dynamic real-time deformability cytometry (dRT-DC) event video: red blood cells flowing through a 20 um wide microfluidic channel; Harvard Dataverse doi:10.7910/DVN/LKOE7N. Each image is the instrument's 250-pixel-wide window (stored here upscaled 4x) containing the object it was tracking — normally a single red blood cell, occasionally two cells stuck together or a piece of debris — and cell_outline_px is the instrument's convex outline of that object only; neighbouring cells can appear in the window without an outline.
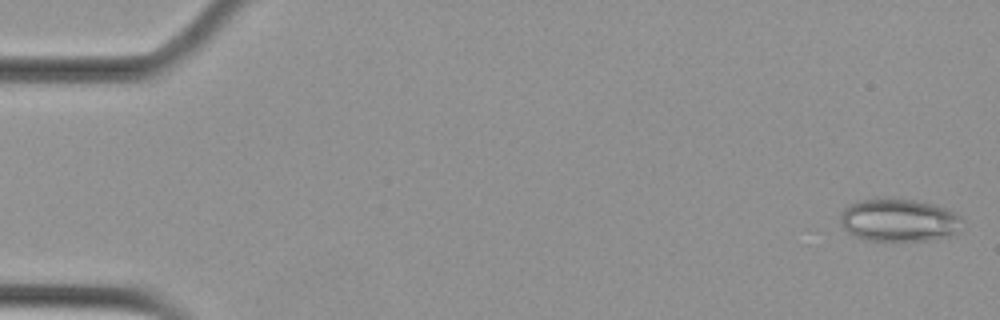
{"species": "Egyptian fruit bat (a non-hibernating species)", "species_latin": "Rousettus aegyptiacus", "temperature_condition": "cold", "stored_images_in_passage": 57, "camera_frame_rate_fps": 3000, "um_per_image_px": 0.085, "animal": {"sex": "female"}, "frame": {"image": 1, "passage_image": 2, "time_ms": 0.333, "image_size_px": [1000, 320], "cell_outline_px": [[960, 232], [948, 236], [924, 240], [860, 240], [848, 232], [840, 224], [840, 212], [844, 208], [852, 204], [864, 200], [912, 200], [936, 204], [960, 216]], "centroid_in_image_um": [76.38, 18.74], "position_along_channel_um": 8.6, "area_um2": 29.88}}
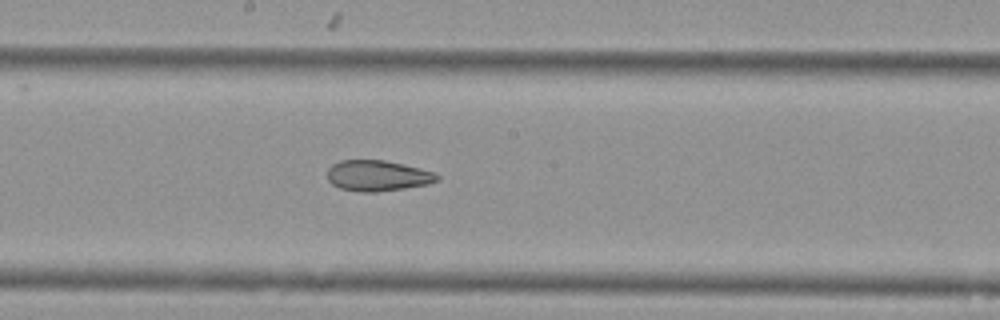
{"frame": {"image": 2, "passage_image": 31, "time_ms": 10.0, "image_size_px": [1000, 320], "cell_outline_px": [[440, 176], [436, 180], [428, 184], [404, 188], [376, 192], [360, 192], [340, 188], [332, 184], [328, 180], [328, 168], [332, 164], [340, 160], [384, 160], [404, 164], [436, 172]], "centroid_in_image_um": [32.09, 14.93], "position_along_channel_um": 216.1, "area_um2": 19.71}}
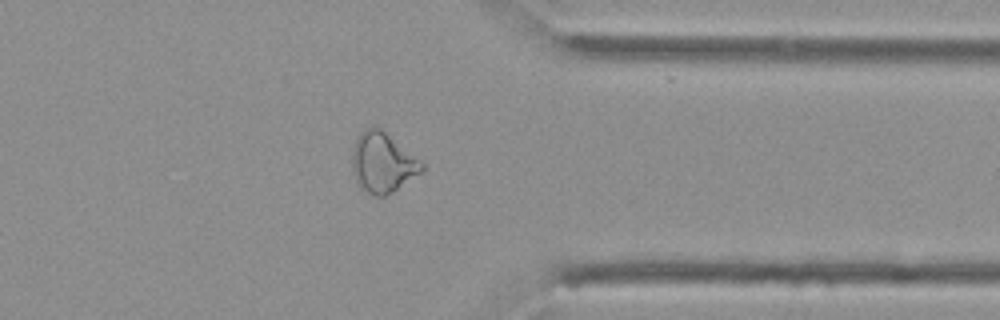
{"frame": {"image": 3, "passage_image": 45, "time_ms": 14.667, "image_size_px": [1000, 320], "cell_outline_px": [[424, 168], [420, 172], [384, 196], [376, 196], [360, 188], [356, 180], [352, 168], [352, 152], [356, 140], [360, 132], [364, 128], [372, 124], [376, 124], [424, 164]], "centroid_in_image_um": [32.47, 13.77], "position_along_channel_um": 378.9, "area_um2": 23.93}, "authors_computed_cell_mechanics": {"area_um2": 25.6054, "velocity_mm_per_s": 3.6244, "shape_relaxation_time_tau1_ms": null, "shape_relaxation_time_tau2_ms": 3.4034, "deformation_change_tau1": null, "deformation_change_tau2": 0.1072}}